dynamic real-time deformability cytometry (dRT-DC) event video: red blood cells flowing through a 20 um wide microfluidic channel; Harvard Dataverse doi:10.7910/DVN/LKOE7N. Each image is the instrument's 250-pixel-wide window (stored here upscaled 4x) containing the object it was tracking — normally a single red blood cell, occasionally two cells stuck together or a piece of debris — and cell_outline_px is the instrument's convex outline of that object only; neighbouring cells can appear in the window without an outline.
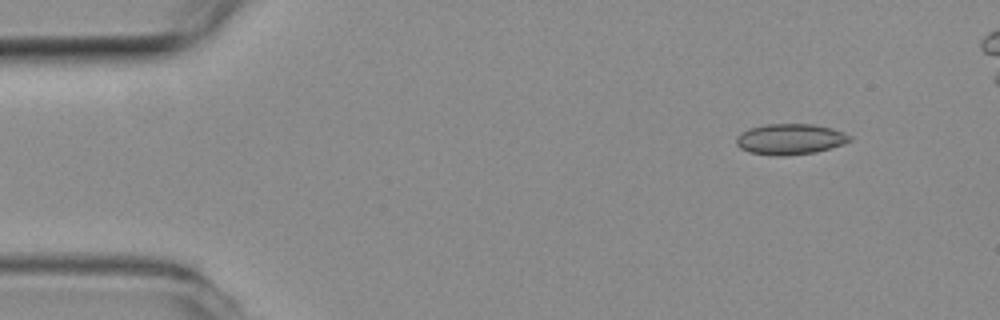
{"species": "common noctule bat (a hibernating species)", "species_latin": "Nyctalus noctula", "temperature_condition": "room temperature", "stored_images_in_passage": 47, "camera_frame_rate_fps": 3000, "um_per_image_px": 0.085, "animal": {"sex": "female", "body_mass_g": 19.3, "forearm_length_mm": 54.1}, "frame": {"image": 1, "passage_image": 2, "time_ms": 0.333, "image_size_px": [1000, 320], "cell_outline_px": [[852, 140], [844, 144], [816, 152], [784, 156], [772, 156], [748, 152], [740, 148], [736, 144], [736, 136], [740, 132], [748, 128], [764, 124], [812, 124], [832, 128], [852, 136]], "centroid_in_image_um": [67.13, 11.83], "position_along_channel_um": 17.9, "area_um2": 20.63}}
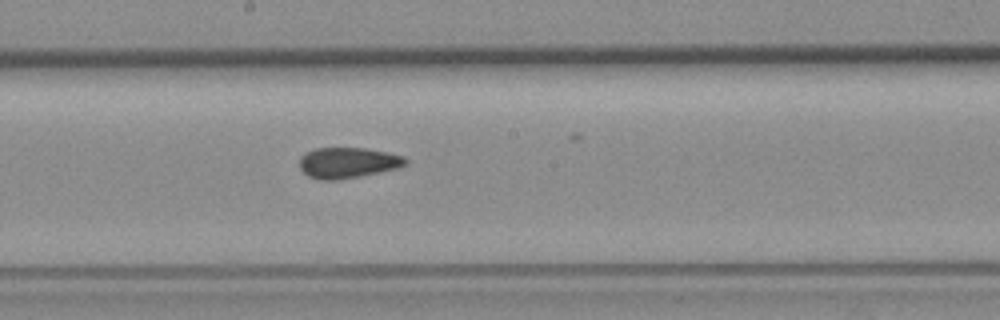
{"frame": {"image": 2, "passage_image": 25, "time_ms": 8.0, "image_size_px": [1000, 320], "cell_outline_px": [[408, 164], [400, 168], [360, 176], [336, 180], [320, 180], [308, 176], [300, 168], [300, 156], [316, 148], [364, 148], [388, 152], [404, 156], [408, 160]], "centroid_in_image_um": [29.61, 13.83], "position_along_channel_um": 218.6, "area_um2": 19.07}}
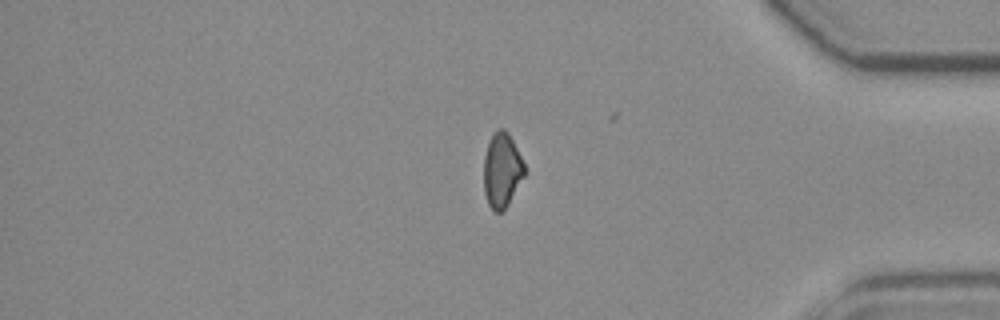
{"frame": {"image": 3, "passage_image": 41, "time_ms": 13.333, "image_size_px": [1000, 320], "cell_outline_px": [[524, 176], [508, 204], [500, 212], [496, 212], [488, 204], [484, 192], [484, 156], [488, 144], [492, 136], [500, 128], [504, 128], [508, 132], [524, 164]], "centroid_in_image_um": [42.65, 14.48], "position_along_channel_um": 392.6, "area_um2": 17.28}}